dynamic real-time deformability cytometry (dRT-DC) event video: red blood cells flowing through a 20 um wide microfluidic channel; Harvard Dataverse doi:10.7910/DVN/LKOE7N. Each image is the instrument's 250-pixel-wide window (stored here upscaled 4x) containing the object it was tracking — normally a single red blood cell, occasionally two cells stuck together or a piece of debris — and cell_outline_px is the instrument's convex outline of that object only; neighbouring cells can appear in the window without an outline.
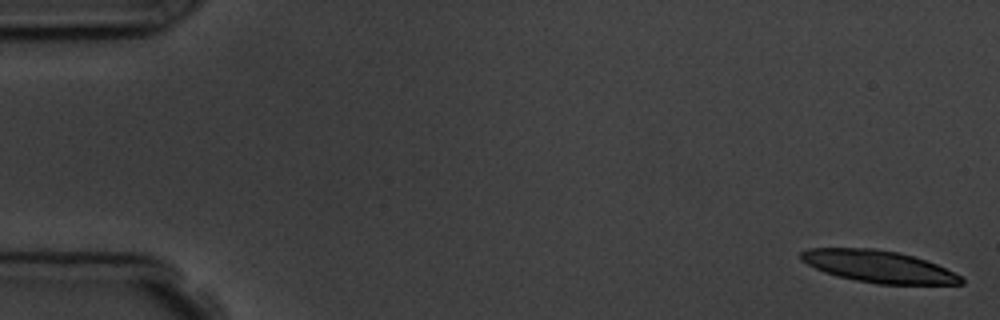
{"species": "common noctule bat (a hibernating species)", "species_latin": "Nyctalus noctula", "temperature_condition": "room temperature", "stored_images_in_passage": 5, "camera_frame_rate_fps": 3000, "um_per_image_px": 0.085, "animal": {"sex": "male", "body_mass_g": 19.5, "forearm_length_mm": 54.6}, "frame": {"image": 1, "passage_image": 1, "time_ms": 0.0, "image_size_px": [1000, 320], "cell_outline_px": [[964, 284], [876, 284], [836, 276], [824, 272], [800, 260], [800, 252], [808, 248], [876, 248], [900, 252], [936, 264], [964, 276]], "centroid_in_image_um": [74.69, 22.65], "position_along_channel_um": 10.3, "area_um2": 30.0}}